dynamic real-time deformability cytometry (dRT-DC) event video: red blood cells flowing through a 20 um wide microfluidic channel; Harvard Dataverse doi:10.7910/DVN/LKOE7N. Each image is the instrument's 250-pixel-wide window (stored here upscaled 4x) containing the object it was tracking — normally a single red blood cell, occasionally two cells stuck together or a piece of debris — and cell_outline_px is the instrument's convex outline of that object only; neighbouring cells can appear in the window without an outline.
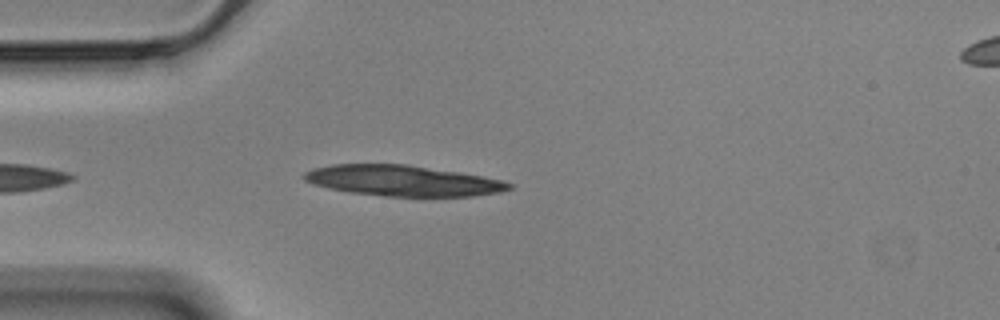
{"species": "Egyptian fruit bat (a non-hibernating species)", "species_latin": "Rousettus aegyptiacus", "temperature_condition": "cold", "stored_images_in_passage": 28, "camera_frame_rate_fps": 3000, "um_per_image_px": 0.085, "animal": {"sex": "male"}, "frame": {"image": 1, "passage_image": 2, "time_ms": 0.333, "image_size_px": [1000, 320], "cell_outline_px": [[512, 188], [500, 192], [472, 196], [384, 196], [352, 192], [328, 188], [312, 184], [304, 180], [300, 176], [304, 172], [312, 168], [332, 164], [408, 164], [504, 180], [512, 184]], "centroid_in_image_um": [34.17, 15.35], "position_along_channel_um": 50.8, "area_um2": 36.59}}
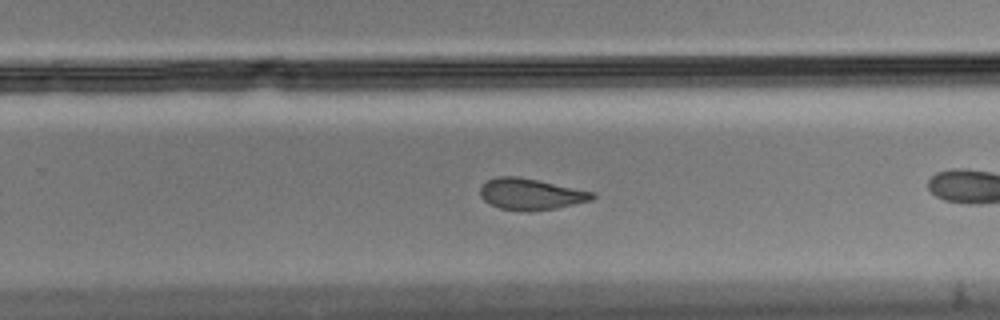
{"frame": {"image": 2, "passage_image": 19, "time_ms": 6.0, "image_size_px": [1000, 320], "cell_outline_px": [[596, 196], [592, 200], [556, 208], [528, 212], [524, 212], [500, 208], [488, 204], [480, 196], [480, 188], [488, 180], [496, 176], [516, 176], [596, 192]], "centroid_in_image_um": [45.11, 16.51], "position_along_channel_um": 284.7, "area_um2": 20.52}}